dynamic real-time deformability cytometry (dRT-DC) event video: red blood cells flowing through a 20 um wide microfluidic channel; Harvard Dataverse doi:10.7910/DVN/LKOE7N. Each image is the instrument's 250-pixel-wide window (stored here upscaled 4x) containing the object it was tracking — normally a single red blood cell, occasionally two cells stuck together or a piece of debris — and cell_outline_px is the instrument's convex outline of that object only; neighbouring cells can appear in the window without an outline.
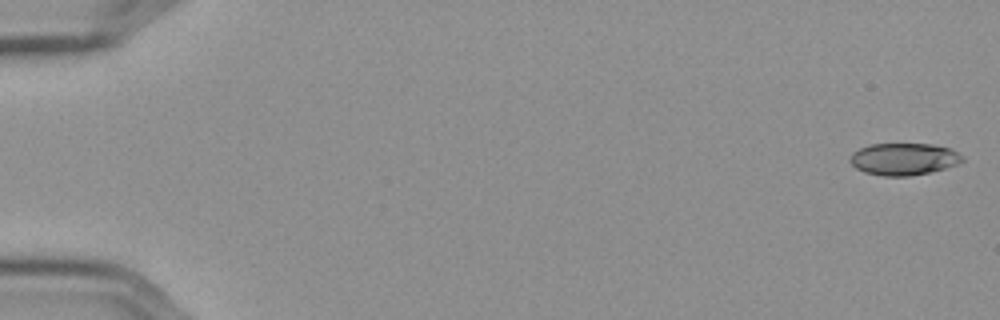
{"species": "Egyptian fruit bat (a non-hibernating species)", "species_latin": "Rousettus aegyptiacus", "temperature_condition": "cold", "stored_images_in_passage": 17, "camera_frame_rate_fps": 3000, "um_per_image_px": 0.085, "frame": {"image": 1, "passage_image": 1, "time_ms": 0.0, "image_size_px": [1000, 320], "cell_outline_px": [[964, 160], [960, 164], [928, 172], [908, 176], [884, 176], [864, 172], [856, 168], [848, 160], [852, 152], [868, 144], [932, 144], [952, 148], [964, 156]], "centroid_in_image_um": [76.83, 13.51], "position_along_channel_um": 8.2, "area_um2": 21.15}}
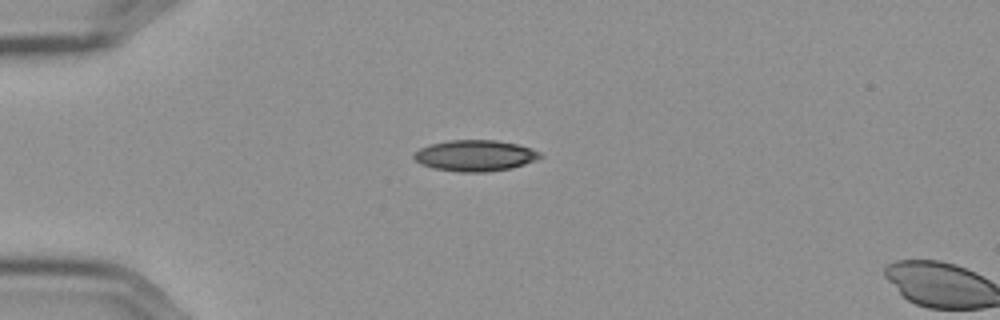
{"frame": {"image": 2, "passage_image": 15, "time_ms": 4.667, "image_size_px": [1000, 320], "cell_outline_px": [[544, 156], [536, 160], [512, 168], [488, 172], [460, 172], [432, 168], [420, 164], [412, 156], [420, 148], [432, 144], [448, 140], [496, 140], [516, 144], [532, 148], [540, 152]], "centroid_in_image_um": [40.4, 13.23], "position_along_channel_um": 44.6, "area_um2": 22.95}}